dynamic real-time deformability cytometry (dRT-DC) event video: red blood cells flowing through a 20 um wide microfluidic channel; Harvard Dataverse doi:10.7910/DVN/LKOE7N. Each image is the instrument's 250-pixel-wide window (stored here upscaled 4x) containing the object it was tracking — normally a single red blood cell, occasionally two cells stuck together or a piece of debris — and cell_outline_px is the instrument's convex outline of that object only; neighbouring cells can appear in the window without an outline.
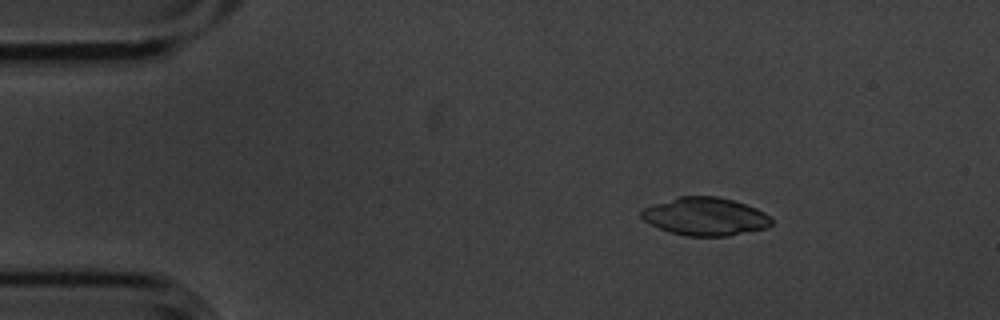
{"species": "common noctule bat (a hibernating species)", "species_latin": "Nyctalus noctula", "temperature_condition": "cold", "stored_images_in_passage": 9, "camera_frame_rate_fps": 3000, "um_per_image_px": 0.085, "animal": {"sex": "male", "body_mass_g": 20.1, "forearm_length_mm": 53.5}, "frame": {"image": 1, "passage_image": 2, "time_ms": 0.333, "image_size_px": [1000, 320], "cell_outline_px": [[772, 224], [768, 228], [728, 236], [684, 236], [660, 228], [644, 220], [640, 216], [640, 212], [644, 208], [652, 204], [680, 196], [716, 196], [732, 200], [756, 208], [764, 212], [772, 220]], "centroid_in_image_um": [59.95, 18.4], "position_along_channel_um": 25.0, "area_um2": 28.73}}